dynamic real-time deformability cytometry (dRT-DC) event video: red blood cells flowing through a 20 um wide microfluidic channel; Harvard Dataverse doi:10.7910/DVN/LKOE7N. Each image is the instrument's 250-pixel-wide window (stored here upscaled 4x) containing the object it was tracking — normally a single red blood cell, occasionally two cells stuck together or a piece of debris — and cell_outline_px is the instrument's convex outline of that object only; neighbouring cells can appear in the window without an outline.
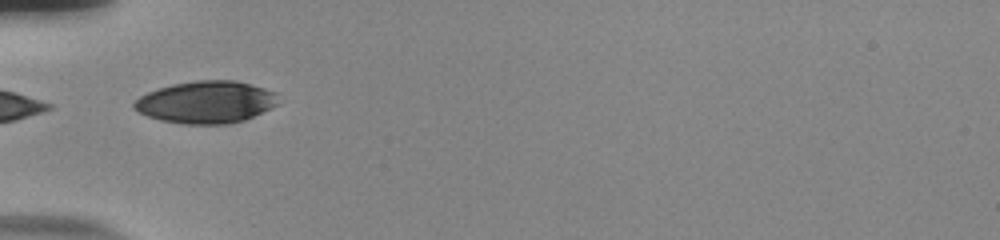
{"species": "human", "species_latin": "Homo sapiens", "temperature_condition": "room temperature", "stored_images_in_passage": 37, "camera_frame_rate_fps": 3000, "um_per_image_px": 0.085, "donor": {"sex": "male"}, "frame": {"image": 1, "passage_image": 1, "time_ms": 0.0, "image_size_px": [1000, 240], "cell_outline_px": [[276, 104], [272, 108], [244, 120], [228, 124], [184, 124], [160, 120], [148, 116], [132, 108], [132, 104], [140, 96], [148, 92], [172, 84], [196, 80], [236, 80], [264, 88], [276, 92]], "centroid_in_image_um": [17.51, 8.68], "position_along_channel_um": 67.5, "area_um2": 35.37}}
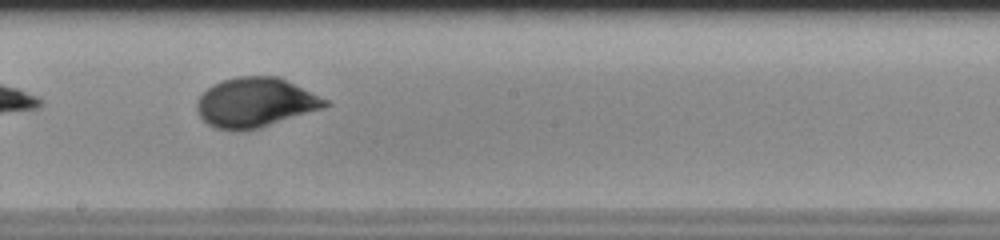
{"frame": {"image": 2, "passage_image": 14, "time_ms": 4.333, "image_size_px": [1000, 240], "cell_outline_px": [[332, 104], [324, 108], [260, 128], [216, 128], [208, 124], [200, 116], [196, 108], [196, 100], [212, 84], [220, 80], [236, 76], [280, 76], [328, 100]], "centroid_in_image_um": [21.73, 8.67], "position_along_channel_um": 226.5, "area_um2": 36.82}}
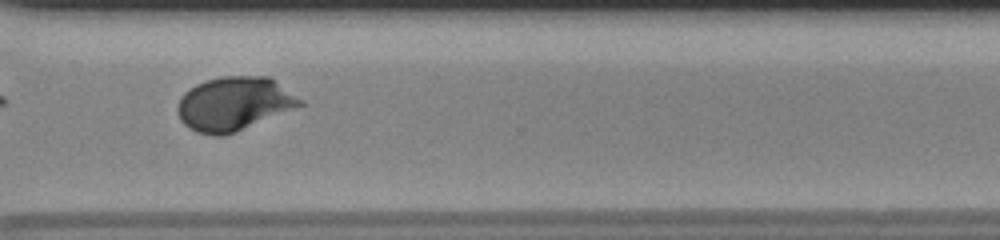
{"frame": {"image": 3, "passage_image": 24, "time_ms": 7.667, "image_size_px": [1000, 240], "cell_outline_px": [[304, 104], [236, 132], [224, 136], [212, 136], [196, 132], [188, 128], [180, 120], [176, 112], [176, 108], [180, 96], [184, 92], [196, 84], [208, 80], [224, 76], [268, 76], [304, 100]], "centroid_in_image_um": [19.85, 8.83], "position_along_channel_um": 350.7, "area_um2": 38.44}, "authors_computed_cell_mechanics": {"area_um2": 36.3562, "velocity_mm_per_s": 3.7254, "shape_relaxation_time_tau1_ms": 3.6886, "shape_relaxation_time_tau2_ms": null, "deformation_change_tau1": 0.1262, "deformation_change_tau2": null}}